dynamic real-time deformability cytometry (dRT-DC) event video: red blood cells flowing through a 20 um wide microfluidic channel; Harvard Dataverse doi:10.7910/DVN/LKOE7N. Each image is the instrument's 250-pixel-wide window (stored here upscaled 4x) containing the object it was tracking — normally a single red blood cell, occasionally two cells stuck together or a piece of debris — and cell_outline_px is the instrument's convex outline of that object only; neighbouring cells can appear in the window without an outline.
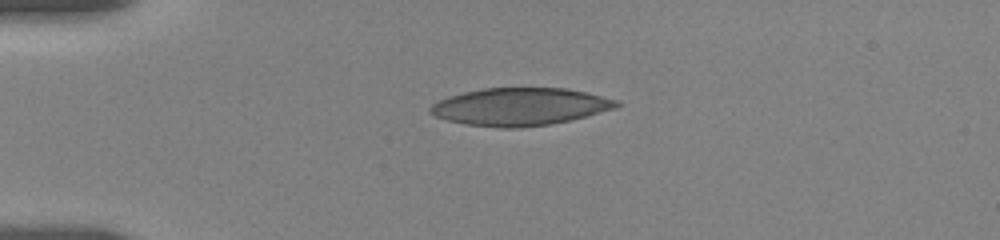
{"species": "human", "species_latin": "Homo sapiens", "temperature_condition": "room temperature", "stored_images_in_passage": 16, "camera_frame_rate_fps": 3000, "um_per_image_px": 0.085, "donor": {"sex": "female"}, "frame": {"image": 1, "passage_image": 1, "time_ms": 0.0, "image_size_px": [1000, 240], "cell_outline_px": [[620, 104], [616, 108], [568, 120], [548, 124], [520, 128], [500, 128], [464, 124], [448, 120], [436, 116], [428, 112], [428, 108], [432, 104], [448, 96], [464, 92], [484, 88], [564, 88], [588, 92], [620, 100]], "centroid_in_image_um": [44.19, 9.06], "position_along_channel_um": 40.8, "area_um2": 40.75}}
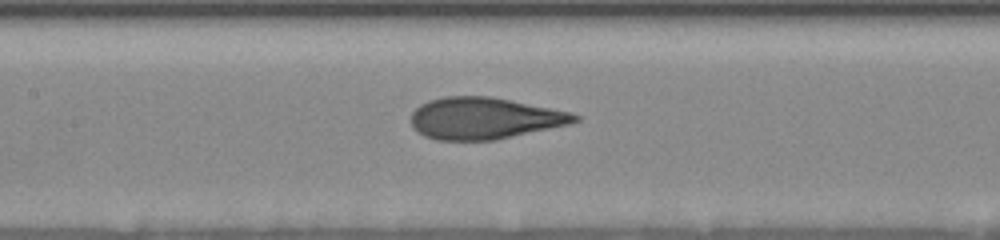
{"frame": {"image": 2, "passage_image": 10, "time_ms": 4.333, "image_size_px": [1000, 240], "cell_outline_px": [[580, 120], [568, 124], [496, 140], [436, 140], [424, 136], [416, 132], [412, 128], [412, 112], [420, 104], [428, 100], [444, 96], [492, 96], [572, 112], [580, 116]], "centroid_in_image_um": [41.15, 10.05], "position_along_channel_um": 166.3, "area_um2": 39.94}}
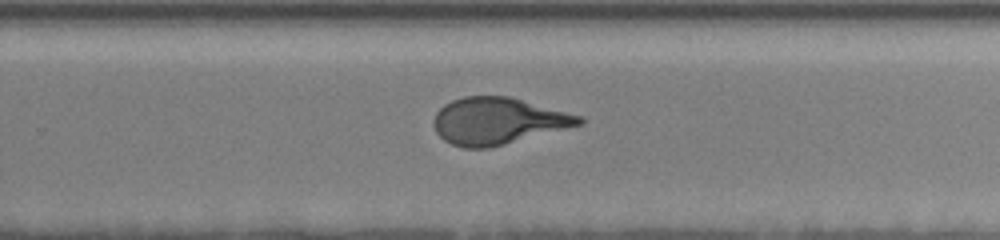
{"frame": {"image": 3, "passage_image": 16, "time_ms": 7.667, "image_size_px": [1000, 240], "cell_outline_px": [[584, 124], [488, 148], [464, 148], [452, 144], [444, 140], [436, 132], [432, 124], [432, 120], [436, 112], [444, 104], [452, 100], [464, 96], [508, 96], [584, 116]], "centroid_in_image_um": [42.32, 10.28], "position_along_channel_um": 287.5, "area_um2": 39.71}}